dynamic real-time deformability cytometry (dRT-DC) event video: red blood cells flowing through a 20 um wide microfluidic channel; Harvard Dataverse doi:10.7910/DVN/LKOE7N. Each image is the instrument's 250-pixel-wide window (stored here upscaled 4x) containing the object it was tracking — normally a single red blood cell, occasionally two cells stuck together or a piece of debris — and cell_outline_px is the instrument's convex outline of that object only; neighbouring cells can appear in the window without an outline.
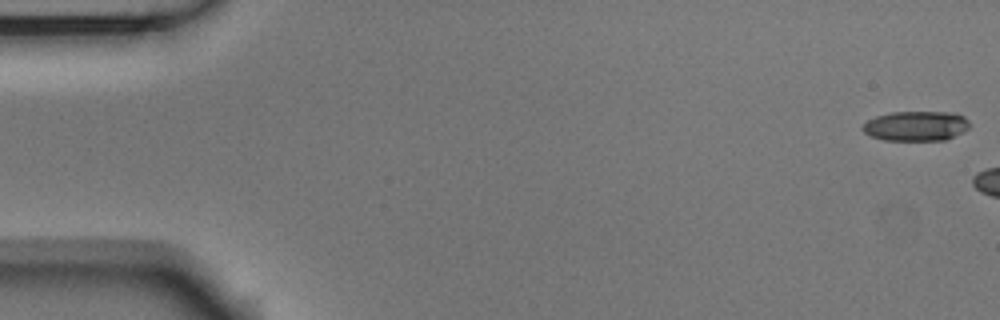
{"species": "Egyptian fruit bat (a non-hibernating species)", "species_latin": "Rousettus aegyptiacus", "temperature_condition": "room temperature", "stored_images_in_passage": 6, "camera_frame_rate_fps": 3000, "um_per_image_px": 0.085, "animal": {"sex": "male"}, "frame": {"image": 1, "passage_image": 1, "time_ms": 0.0, "image_size_px": [1000, 320], "cell_outline_px": [[968, 128], [964, 132], [944, 140], [884, 140], [872, 136], [864, 132], [860, 128], [868, 120], [876, 116], [892, 112], [952, 112], [964, 116], [968, 120]], "centroid_in_image_um": [77.86, 10.7], "position_along_channel_um": 7.1, "area_um2": 18.55}}